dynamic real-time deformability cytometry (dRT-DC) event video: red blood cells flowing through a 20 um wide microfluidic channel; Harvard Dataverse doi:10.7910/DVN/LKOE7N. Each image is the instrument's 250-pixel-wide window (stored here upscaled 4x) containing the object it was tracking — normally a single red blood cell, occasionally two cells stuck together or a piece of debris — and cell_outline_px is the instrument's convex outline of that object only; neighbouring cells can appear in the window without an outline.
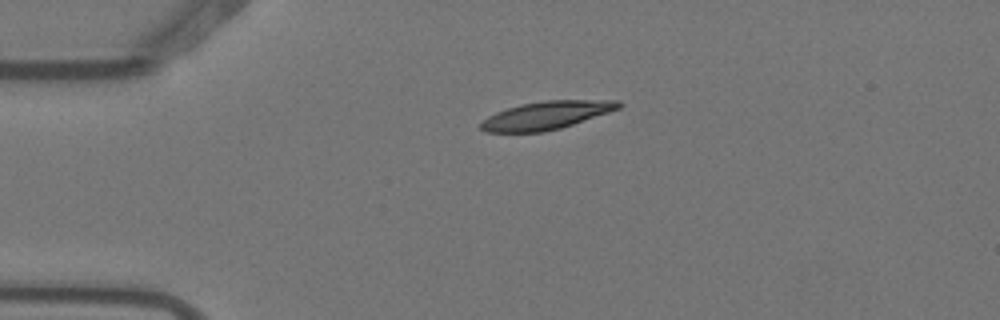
{"species": "Egyptian fruit bat (a non-hibernating species)", "species_latin": "Rousettus aegyptiacus", "temperature_condition": "warm", "stored_images_in_passage": 2, "camera_frame_rate_fps": 3000, "um_per_image_px": 0.085, "animal": {"sex": "female"}, "frame": {"image": 1, "passage_image": 1, "time_ms": 0.0, "image_size_px": [1000, 320], "cell_outline_px": [[624, 104], [620, 108], [560, 128], [544, 132], [488, 132], [480, 128], [480, 124], [488, 116], [496, 112], [520, 104], [544, 100], [620, 100]], "centroid_in_image_um": [46.45, 9.79], "position_along_channel_um": 38.5, "area_um2": 22.37}}